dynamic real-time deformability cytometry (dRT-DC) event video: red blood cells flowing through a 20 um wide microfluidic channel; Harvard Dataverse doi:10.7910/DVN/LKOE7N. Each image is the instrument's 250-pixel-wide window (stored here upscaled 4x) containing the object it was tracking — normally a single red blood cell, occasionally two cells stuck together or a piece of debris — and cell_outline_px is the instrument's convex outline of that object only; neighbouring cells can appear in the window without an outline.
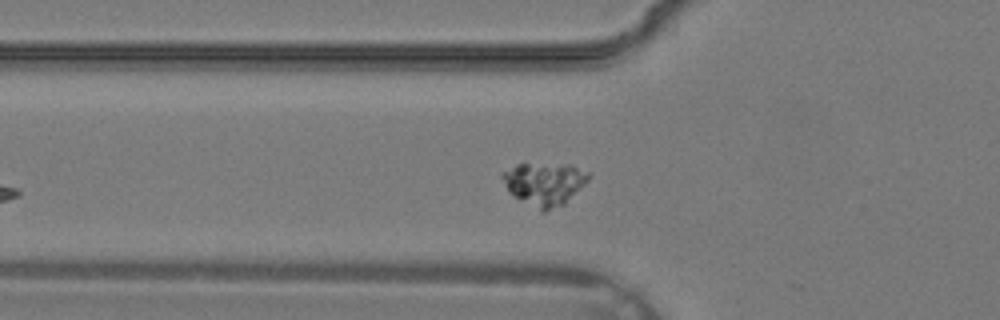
{"species": "common noctule bat (a hibernating species)", "species_latin": "Nyctalus noctula", "temperature_condition": "warm", "stored_images_in_passage": 18, "camera_frame_rate_fps": 3000, "um_per_image_px": 0.085, "animal": {"sex": "male", "body_mass_g": 19.2, "forearm_length_mm": 51.8}, "frame": {"image": 1, "passage_image": 5, "time_ms": 1.333, "image_size_px": [1000, 320], "cell_outline_px": [[588, 180], [564, 204], [544, 212], [540, 212], [508, 192], [500, 176], [500, 172], [516, 164], [572, 164], [588, 172]], "centroid_in_image_um": [46.23, 15.62], "position_along_channel_um": 79.6, "area_um2": 21.62}}
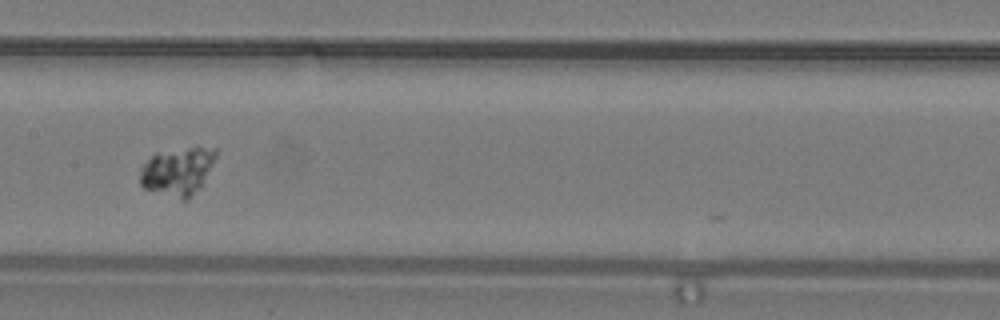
{"frame": {"image": 2, "passage_image": 11, "time_ms": 3.333, "image_size_px": [1000, 320], "cell_outline_px": [[216, 156], [200, 188], [188, 200], [184, 200], [144, 188], [140, 184], [140, 168], [156, 152], [188, 148], [216, 148]], "centroid_in_image_um": [15.08, 14.57], "position_along_channel_um": 192.3, "area_um2": 20.81}}
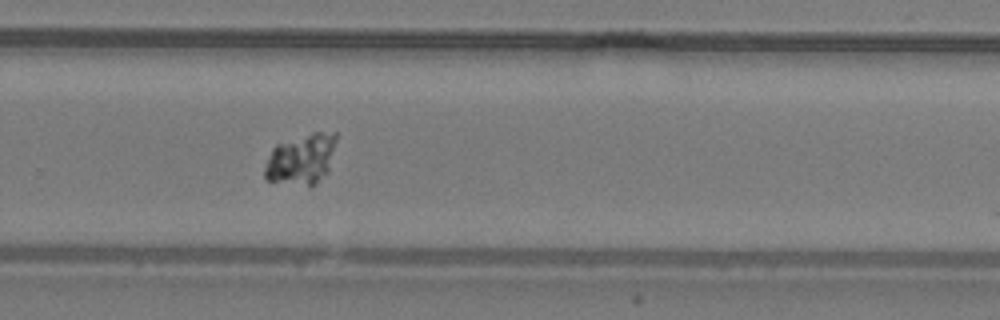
{"frame": {"image": 3, "passage_image": 17, "time_ms": 5.333, "image_size_px": [1000, 320], "cell_outline_px": [[336, 140], [328, 172], [312, 184], [308, 184], [268, 180], [264, 176], [264, 168], [272, 148], [276, 144], [312, 132], [336, 132]], "centroid_in_image_um": [25.61, 13.47], "position_along_channel_um": 304.2, "area_um2": 20.52}}